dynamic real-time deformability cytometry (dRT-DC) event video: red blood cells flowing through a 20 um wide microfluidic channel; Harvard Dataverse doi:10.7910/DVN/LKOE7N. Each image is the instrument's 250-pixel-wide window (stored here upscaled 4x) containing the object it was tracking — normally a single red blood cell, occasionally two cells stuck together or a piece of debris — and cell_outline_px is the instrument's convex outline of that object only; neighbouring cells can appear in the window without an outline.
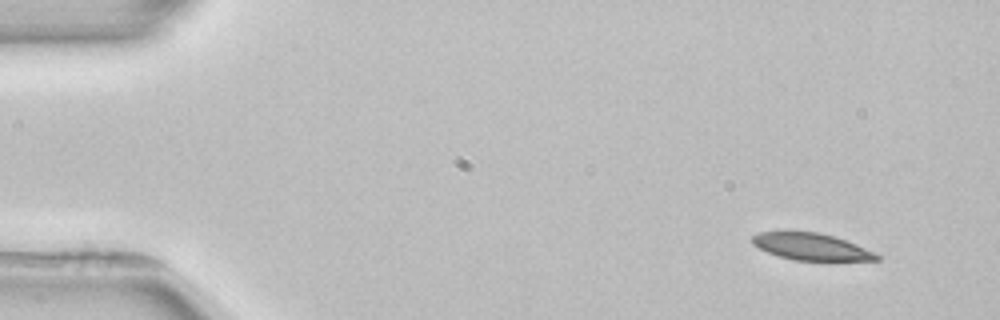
{"species": "common noctule bat (a hibernating species)", "species_latin": "Nyctalus noctula", "temperature_condition": "room temperature", "stored_images_in_passage": 4, "camera_frame_rate_fps": 3000, "um_per_image_px": 0.085, "animal": {"sex": "female", "body_mass_g": 22.7, "forearm_length_mm": 54.2}, "frame": {"image": 1, "passage_image": 1, "time_ms": 0.0, "image_size_px": [1000, 320], "cell_outline_px": [[884, 256], [880, 260], [792, 260], [768, 252], [752, 244], [752, 236], [760, 232], [784, 228], [820, 232], [856, 244], [876, 252]], "centroid_in_image_um": [68.92, 20.92], "position_along_channel_um": 16.1, "area_um2": 20.17}}